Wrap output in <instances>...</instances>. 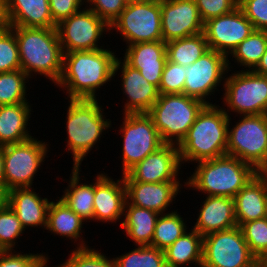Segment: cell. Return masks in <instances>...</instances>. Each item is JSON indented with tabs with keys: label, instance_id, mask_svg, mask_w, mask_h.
<instances>
[{
	"label": "cell",
	"instance_id": "44dd1931",
	"mask_svg": "<svg viewBox=\"0 0 267 267\" xmlns=\"http://www.w3.org/2000/svg\"><path fill=\"white\" fill-rule=\"evenodd\" d=\"M123 60L151 84L159 88L164 65L167 61L166 43L151 41L135 43L125 49Z\"/></svg>",
	"mask_w": 267,
	"mask_h": 267
},
{
	"label": "cell",
	"instance_id": "ffe728a7",
	"mask_svg": "<svg viewBox=\"0 0 267 267\" xmlns=\"http://www.w3.org/2000/svg\"><path fill=\"white\" fill-rule=\"evenodd\" d=\"M126 188V200L129 204L153 210L163 214L168 210L181 192L182 183H142L137 181H124Z\"/></svg>",
	"mask_w": 267,
	"mask_h": 267
},
{
	"label": "cell",
	"instance_id": "bcb514c9",
	"mask_svg": "<svg viewBox=\"0 0 267 267\" xmlns=\"http://www.w3.org/2000/svg\"><path fill=\"white\" fill-rule=\"evenodd\" d=\"M253 71L257 74L267 76V48H266V52L261 57L260 62L253 69Z\"/></svg>",
	"mask_w": 267,
	"mask_h": 267
},
{
	"label": "cell",
	"instance_id": "30bf717a",
	"mask_svg": "<svg viewBox=\"0 0 267 267\" xmlns=\"http://www.w3.org/2000/svg\"><path fill=\"white\" fill-rule=\"evenodd\" d=\"M258 263L239 226L203 236L201 267H255Z\"/></svg>",
	"mask_w": 267,
	"mask_h": 267
},
{
	"label": "cell",
	"instance_id": "74e56055",
	"mask_svg": "<svg viewBox=\"0 0 267 267\" xmlns=\"http://www.w3.org/2000/svg\"><path fill=\"white\" fill-rule=\"evenodd\" d=\"M21 69L19 48L14 31L0 29V73Z\"/></svg>",
	"mask_w": 267,
	"mask_h": 267
},
{
	"label": "cell",
	"instance_id": "83f0119b",
	"mask_svg": "<svg viewBox=\"0 0 267 267\" xmlns=\"http://www.w3.org/2000/svg\"><path fill=\"white\" fill-rule=\"evenodd\" d=\"M159 213L146 208L131 205L126 201L121 221V228H124L126 236L129 237L136 246H150Z\"/></svg>",
	"mask_w": 267,
	"mask_h": 267
},
{
	"label": "cell",
	"instance_id": "7c38bea8",
	"mask_svg": "<svg viewBox=\"0 0 267 267\" xmlns=\"http://www.w3.org/2000/svg\"><path fill=\"white\" fill-rule=\"evenodd\" d=\"M120 32L126 44L161 41V0L126 4L110 25V31Z\"/></svg>",
	"mask_w": 267,
	"mask_h": 267
},
{
	"label": "cell",
	"instance_id": "d6986e66",
	"mask_svg": "<svg viewBox=\"0 0 267 267\" xmlns=\"http://www.w3.org/2000/svg\"><path fill=\"white\" fill-rule=\"evenodd\" d=\"M122 178L114 181L108 174H97L94 182V220L116 223L123 220L126 188Z\"/></svg>",
	"mask_w": 267,
	"mask_h": 267
},
{
	"label": "cell",
	"instance_id": "9c48e42d",
	"mask_svg": "<svg viewBox=\"0 0 267 267\" xmlns=\"http://www.w3.org/2000/svg\"><path fill=\"white\" fill-rule=\"evenodd\" d=\"M47 143L33 137L22 143L3 146L4 186L7 191L33 185L45 156L48 157Z\"/></svg>",
	"mask_w": 267,
	"mask_h": 267
},
{
	"label": "cell",
	"instance_id": "db71d44e",
	"mask_svg": "<svg viewBox=\"0 0 267 267\" xmlns=\"http://www.w3.org/2000/svg\"><path fill=\"white\" fill-rule=\"evenodd\" d=\"M264 177L267 178V165L263 168V170L260 172Z\"/></svg>",
	"mask_w": 267,
	"mask_h": 267
},
{
	"label": "cell",
	"instance_id": "4316f807",
	"mask_svg": "<svg viewBox=\"0 0 267 267\" xmlns=\"http://www.w3.org/2000/svg\"><path fill=\"white\" fill-rule=\"evenodd\" d=\"M57 202L51 201L47 213L46 230L52 234L66 237L69 240H78L76 248H88L82 235L84 220L71 210L59 197Z\"/></svg>",
	"mask_w": 267,
	"mask_h": 267
},
{
	"label": "cell",
	"instance_id": "ee69618b",
	"mask_svg": "<svg viewBox=\"0 0 267 267\" xmlns=\"http://www.w3.org/2000/svg\"><path fill=\"white\" fill-rule=\"evenodd\" d=\"M16 253L15 250L0 251V267H35L46 256L45 253Z\"/></svg>",
	"mask_w": 267,
	"mask_h": 267
},
{
	"label": "cell",
	"instance_id": "f5cc1de1",
	"mask_svg": "<svg viewBox=\"0 0 267 267\" xmlns=\"http://www.w3.org/2000/svg\"><path fill=\"white\" fill-rule=\"evenodd\" d=\"M259 263L267 265V253L259 260Z\"/></svg>",
	"mask_w": 267,
	"mask_h": 267
},
{
	"label": "cell",
	"instance_id": "1f68e13d",
	"mask_svg": "<svg viewBox=\"0 0 267 267\" xmlns=\"http://www.w3.org/2000/svg\"><path fill=\"white\" fill-rule=\"evenodd\" d=\"M177 212L174 210L159 215L150 246L164 251L187 231L186 221Z\"/></svg>",
	"mask_w": 267,
	"mask_h": 267
},
{
	"label": "cell",
	"instance_id": "cb8c5ba5",
	"mask_svg": "<svg viewBox=\"0 0 267 267\" xmlns=\"http://www.w3.org/2000/svg\"><path fill=\"white\" fill-rule=\"evenodd\" d=\"M237 226L267 214V178L258 172L234 197Z\"/></svg>",
	"mask_w": 267,
	"mask_h": 267
},
{
	"label": "cell",
	"instance_id": "4fadbf2b",
	"mask_svg": "<svg viewBox=\"0 0 267 267\" xmlns=\"http://www.w3.org/2000/svg\"><path fill=\"white\" fill-rule=\"evenodd\" d=\"M229 62L228 57L220 52L211 49L206 51L198 60L185 67L183 94L212 105L207 99L215 93L221 82L224 87L226 73L232 71Z\"/></svg>",
	"mask_w": 267,
	"mask_h": 267
},
{
	"label": "cell",
	"instance_id": "f546056e",
	"mask_svg": "<svg viewBox=\"0 0 267 267\" xmlns=\"http://www.w3.org/2000/svg\"><path fill=\"white\" fill-rule=\"evenodd\" d=\"M188 231L164 250L167 267L188 266L194 262L201 267L203 236L192 228Z\"/></svg>",
	"mask_w": 267,
	"mask_h": 267
},
{
	"label": "cell",
	"instance_id": "6da1fadb",
	"mask_svg": "<svg viewBox=\"0 0 267 267\" xmlns=\"http://www.w3.org/2000/svg\"><path fill=\"white\" fill-rule=\"evenodd\" d=\"M117 57L109 49L64 53L63 68L56 86L69 99H97L100 87L114 78Z\"/></svg>",
	"mask_w": 267,
	"mask_h": 267
},
{
	"label": "cell",
	"instance_id": "3957f363",
	"mask_svg": "<svg viewBox=\"0 0 267 267\" xmlns=\"http://www.w3.org/2000/svg\"><path fill=\"white\" fill-rule=\"evenodd\" d=\"M230 121L231 117L222 107L215 103L206 105L178 145L181 163H195L226 155Z\"/></svg>",
	"mask_w": 267,
	"mask_h": 267
},
{
	"label": "cell",
	"instance_id": "603a6c76",
	"mask_svg": "<svg viewBox=\"0 0 267 267\" xmlns=\"http://www.w3.org/2000/svg\"><path fill=\"white\" fill-rule=\"evenodd\" d=\"M33 187L14 188L7 193V204L16 213L22 226L46 229L50 202L34 191Z\"/></svg>",
	"mask_w": 267,
	"mask_h": 267
},
{
	"label": "cell",
	"instance_id": "ac0fdd59",
	"mask_svg": "<svg viewBox=\"0 0 267 267\" xmlns=\"http://www.w3.org/2000/svg\"><path fill=\"white\" fill-rule=\"evenodd\" d=\"M118 70L122 73L121 90L127 97L122 114L148 113L159 97L158 88L149 83L139 70L131 67L121 58L116 60L114 77Z\"/></svg>",
	"mask_w": 267,
	"mask_h": 267
},
{
	"label": "cell",
	"instance_id": "d4e9b609",
	"mask_svg": "<svg viewBox=\"0 0 267 267\" xmlns=\"http://www.w3.org/2000/svg\"><path fill=\"white\" fill-rule=\"evenodd\" d=\"M8 26L56 28L49 0H5Z\"/></svg>",
	"mask_w": 267,
	"mask_h": 267
},
{
	"label": "cell",
	"instance_id": "ab89813d",
	"mask_svg": "<svg viewBox=\"0 0 267 267\" xmlns=\"http://www.w3.org/2000/svg\"><path fill=\"white\" fill-rule=\"evenodd\" d=\"M185 76V66L167 60L158 88L159 94H183Z\"/></svg>",
	"mask_w": 267,
	"mask_h": 267
},
{
	"label": "cell",
	"instance_id": "7402d4cb",
	"mask_svg": "<svg viewBox=\"0 0 267 267\" xmlns=\"http://www.w3.org/2000/svg\"><path fill=\"white\" fill-rule=\"evenodd\" d=\"M205 197L192 229L205 236L212 232L228 230L237 226L234 198L226 196Z\"/></svg>",
	"mask_w": 267,
	"mask_h": 267
},
{
	"label": "cell",
	"instance_id": "52a82bcc",
	"mask_svg": "<svg viewBox=\"0 0 267 267\" xmlns=\"http://www.w3.org/2000/svg\"><path fill=\"white\" fill-rule=\"evenodd\" d=\"M228 127L227 154L237 157L261 172L267 165V115H240Z\"/></svg>",
	"mask_w": 267,
	"mask_h": 267
},
{
	"label": "cell",
	"instance_id": "d590c367",
	"mask_svg": "<svg viewBox=\"0 0 267 267\" xmlns=\"http://www.w3.org/2000/svg\"><path fill=\"white\" fill-rule=\"evenodd\" d=\"M24 232L16 213L6 204L0 209V251H13Z\"/></svg>",
	"mask_w": 267,
	"mask_h": 267
},
{
	"label": "cell",
	"instance_id": "681fc988",
	"mask_svg": "<svg viewBox=\"0 0 267 267\" xmlns=\"http://www.w3.org/2000/svg\"><path fill=\"white\" fill-rule=\"evenodd\" d=\"M7 193L4 185H0V209L7 204Z\"/></svg>",
	"mask_w": 267,
	"mask_h": 267
},
{
	"label": "cell",
	"instance_id": "d6a6232c",
	"mask_svg": "<svg viewBox=\"0 0 267 267\" xmlns=\"http://www.w3.org/2000/svg\"><path fill=\"white\" fill-rule=\"evenodd\" d=\"M267 48V31L254 30L230 54L238 65L253 70L260 62Z\"/></svg>",
	"mask_w": 267,
	"mask_h": 267
},
{
	"label": "cell",
	"instance_id": "ba28073f",
	"mask_svg": "<svg viewBox=\"0 0 267 267\" xmlns=\"http://www.w3.org/2000/svg\"><path fill=\"white\" fill-rule=\"evenodd\" d=\"M223 107L239 115L267 114V76L255 73L253 70L234 71L227 75L224 82Z\"/></svg>",
	"mask_w": 267,
	"mask_h": 267
},
{
	"label": "cell",
	"instance_id": "8d00e7d4",
	"mask_svg": "<svg viewBox=\"0 0 267 267\" xmlns=\"http://www.w3.org/2000/svg\"><path fill=\"white\" fill-rule=\"evenodd\" d=\"M239 227L251 253L259 261L267 253V217L243 223Z\"/></svg>",
	"mask_w": 267,
	"mask_h": 267
},
{
	"label": "cell",
	"instance_id": "f6af8a7d",
	"mask_svg": "<svg viewBox=\"0 0 267 267\" xmlns=\"http://www.w3.org/2000/svg\"><path fill=\"white\" fill-rule=\"evenodd\" d=\"M84 0H49L50 13L55 25L78 12Z\"/></svg>",
	"mask_w": 267,
	"mask_h": 267
},
{
	"label": "cell",
	"instance_id": "11a10c76",
	"mask_svg": "<svg viewBox=\"0 0 267 267\" xmlns=\"http://www.w3.org/2000/svg\"><path fill=\"white\" fill-rule=\"evenodd\" d=\"M255 267H267V265H264V264H261V263H258Z\"/></svg>",
	"mask_w": 267,
	"mask_h": 267
},
{
	"label": "cell",
	"instance_id": "60d3db41",
	"mask_svg": "<svg viewBox=\"0 0 267 267\" xmlns=\"http://www.w3.org/2000/svg\"><path fill=\"white\" fill-rule=\"evenodd\" d=\"M238 7L255 30L267 31V0H238Z\"/></svg>",
	"mask_w": 267,
	"mask_h": 267
},
{
	"label": "cell",
	"instance_id": "b9f144b4",
	"mask_svg": "<svg viewBox=\"0 0 267 267\" xmlns=\"http://www.w3.org/2000/svg\"><path fill=\"white\" fill-rule=\"evenodd\" d=\"M203 22L228 14L238 7V0H195Z\"/></svg>",
	"mask_w": 267,
	"mask_h": 267
},
{
	"label": "cell",
	"instance_id": "484cf974",
	"mask_svg": "<svg viewBox=\"0 0 267 267\" xmlns=\"http://www.w3.org/2000/svg\"><path fill=\"white\" fill-rule=\"evenodd\" d=\"M31 105L28 102L0 105V146L25 142L33 136L27 128L31 118Z\"/></svg>",
	"mask_w": 267,
	"mask_h": 267
},
{
	"label": "cell",
	"instance_id": "7bdbcfd3",
	"mask_svg": "<svg viewBox=\"0 0 267 267\" xmlns=\"http://www.w3.org/2000/svg\"><path fill=\"white\" fill-rule=\"evenodd\" d=\"M86 2V7L103 19L109 26L126 7L124 0H87Z\"/></svg>",
	"mask_w": 267,
	"mask_h": 267
},
{
	"label": "cell",
	"instance_id": "277c9868",
	"mask_svg": "<svg viewBox=\"0 0 267 267\" xmlns=\"http://www.w3.org/2000/svg\"><path fill=\"white\" fill-rule=\"evenodd\" d=\"M196 163V169L184 186L206 196L234 198L258 173L251 165L228 154Z\"/></svg>",
	"mask_w": 267,
	"mask_h": 267
},
{
	"label": "cell",
	"instance_id": "e0dca14e",
	"mask_svg": "<svg viewBox=\"0 0 267 267\" xmlns=\"http://www.w3.org/2000/svg\"><path fill=\"white\" fill-rule=\"evenodd\" d=\"M161 26L165 43L204 30L195 0H161Z\"/></svg>",
	"mask_w": 267,
	"mask_h": 267
},
{
	"label": "cell",
	"instance_id": "f35d334b",
	"mask_svg": "<svg viewBox=\"0 0 267 267\" xmlns=\"http://www.w3.org/2000/svg\"><path fill=\"white\" fill-rule=\"evenodd\" d=\"M68 258L59 267H116L113 258H108L106 254L90 246L73 249Z\"/></svg>",
	"mask_w": 267,
	"mask_h": 267
},
{
	"label": "cell",
	"instance_id": "f1b7e54d",
	"mask_svg": "<svg viewBox=\"0 0 267 267\" xmlns=\"http://www.w3.org/2000/svg\"><path fill=\"white\" fill-rule=\"evenodd\" d=\"M81 167H73L68 187L60 198L84 221L94 220V183H81Z\"/></svg>",
	"mask_w": 267,
	"mask_h": 267
},
{
	"label": "cell",
	"instance_id": "f907efd6",
	"mask_svg": "<svg viewBox=\"0 0 267 267\" xmlns=\"http://www.w3.org/2000/svg\"><path fill=\"white\" fill-rule=\"evenodd\" d=\"M49 256L46 255L35 267H48L47 264H49ZM56 267V266H55ZM59 267V265H57Z\"/></svg>",
	"mask_w": 267,
	"mask_h": 267
},
{
	"label": "cell",
	"instance_id": "8992f818",
	"mask_svg": "<svg viewBox=\"0 0 267 267\" xmlns=\"http://www.w3.org/2000/svg\"><path fill=\"white\" fill-rule=\"evenodd\" d=\"M206 105L185 94H159L148 114L163 142L179 145Z\"/></svg>",
	"mask_w": 267,
	"mask_h": 267
},
{
	"label": "cell",
	"instance_id": "7a4b0ae2",
	"mask_svg": "<svg viewBox=\"0 0 267 267\" xmlns=\"http://www.w3.org/2000/svg\"><path fill=\"white\" fill-rule=\"evenodd\" d=\"M9 27L18 43L21 69L29 78L34 76V72L56 85L62 73L64 57L56 28Z\"/></svg>",
	"mask_w": 267,
	"mask_h": 267
},
{
	"label": "cell",
	"instance_id": "5b68a950",
	"mask_svg": "<svg viewBox=\"0 0 267 267\" xmlns=\"http://www.w3.org/2000/svg\"><path fill=\"white\" fill-rule=\"evenodd\" d=\"M68 102L66 150L72 153L73 167H80L112 123L109 118L105 119L104 110L97 99H68Z\"/></svg>",
	"mask_w": 267,
	"mask_h": 267
},
{
	"label": "cell",
	"instance_id": "c3c4849f",
	"mask_svg": "<svg viewBox=\"0 0 267 267\" xmlns=\"http://www.w3.org/2000/svg\"><path fill=\"white\" fill-rule=\"evenodd\" d=\"M0 185H4V158H3V146H0Z\"/></svg>",
	"mask_w": 267,
	"mask_h": 267
},
{
	"label": "cell",
	"instance_id": "7dc6e473",
	"mask_svg": "<svg viewBox=\"0 0 267 267\" xmlns=\"http://www.w3.org/2000/svg\"><path fill=\"white\" fill-rule=\"evenodd\" d=\"M8 26L6 12H5V0H0V29Z\"/></svg>",
	"mask_w": 267,
	"mask_h": 267
},
{
	"label": "cell",
	"instance_id": "816d5d0a",
	"mask_svg": "<svg viewBox=\"0 0 267 267\" xmlns=\"http://www.w3.org/2000/svg\"><path fill=\"white\" fill-rule=\"evenodd\" d=\"M152 0H124L126 4H131V3H144V2H149Z\"/></svg>",
	"mask_w": 267,
	"mask_h": 267
},
{
	"label": "cell",
	"instance_id": "8fae6325",
	"mask_svg": "<svg viewBox=\"0 0 267 267\" xmlns=\"http://www.w3.org/2000/svg\"><path fill=\"white\" fill-rule=\"evenodd\" d=\"M122 175L165 143L148 113L123 114Z\"/></svg>",
	"mask_w": 267,
	"mask_h": 267
},
{
	"label": "cell",
	"instance_id": "e575fe53",
	"mask_svg": "<svg viewBox=\"0 0 267 267\" xmlns=\"http://www.w3.org/2000/svg\"><path fill=\"white\" fill-rule=\"evenodd\" d=\"M113 260L116 267H167L164 251L152 246H137Z\"/></svg>",
	"mask_w": 267,
	"mask_h": 267
},
{
	"label": "cell",
	"instance_id": "2e32d148",
	"mask_svg": "<svg viewBox=\"0 0 267 267\" xmlns=\"http://www.w3.org/2000/svg\"><path fill=\"white\" fill-rule=\"evenodd\" d=\"M181 165L178 145L165 143L124 174L123 180L142 183L180 182L177 176Z\"/></svg>",
	"mask_w": 267,
	"mask_h": 267
},
{
	"label": "cell",
	"instance_id": "5bb4252c",
	"mask_svg": "<svg viewBox=\"0 0 267 267\" xmlns=\"http://www.w3.org/2000/svg\"><path fill=\"white\" fill-rule=\"evenodd\" d=\"M59 42L64 53L89 51L99 46L103 33L110 32V26L88 7L79 10L56 25Z\"/></svg>",
	"mask_w": 267,
	"mask_h": 267
},
{
	"label": "cell",
	"instance_id": "836d02e7",
	"mask_svg": "<svg viewBox=\"0 0 267 267\" xmlns=\"http://www.w3.org/2000/svg\"><path fill=\"white\" fill-rule=\"evenodd\" d=\"M28 82L29 76L22 69L0 73V105L26 103Z\"/></svg>",
	"mask_w": 267,
	"mask_h": 267
},
{
	"label": "cell",
	"instance_id": "9a60e30c",
	"mask_svg": "<svg viewBox=\"0 0 267 267\" xmlns=\"http://www.w3.org/2000/svg\"><path fill=\"white\" fill-rule=\"evenodd\" d=\"M254 30L253 24L237 7L228 14L204 22L203 33L209 49L228 57Z\"/></svg>",
	"mask_w": 267,
	"mask_h": 267
},
{
	"label": "cell",
	"instance_id": "4dcf8cb0",
	"mask_svg": "<svg viewBox=\"0 0 267 267\" xmlns=\"http://www.w3.org/2000/svg\"><path fill=\"white\" fill-rule=\"evenodd\" d=\"M208 50L204 33L166 43L167 60L185 67L194 63Z\"/></svg>",
	"mask_w": 267,
	"mask_h": 267
}]
</instances>
